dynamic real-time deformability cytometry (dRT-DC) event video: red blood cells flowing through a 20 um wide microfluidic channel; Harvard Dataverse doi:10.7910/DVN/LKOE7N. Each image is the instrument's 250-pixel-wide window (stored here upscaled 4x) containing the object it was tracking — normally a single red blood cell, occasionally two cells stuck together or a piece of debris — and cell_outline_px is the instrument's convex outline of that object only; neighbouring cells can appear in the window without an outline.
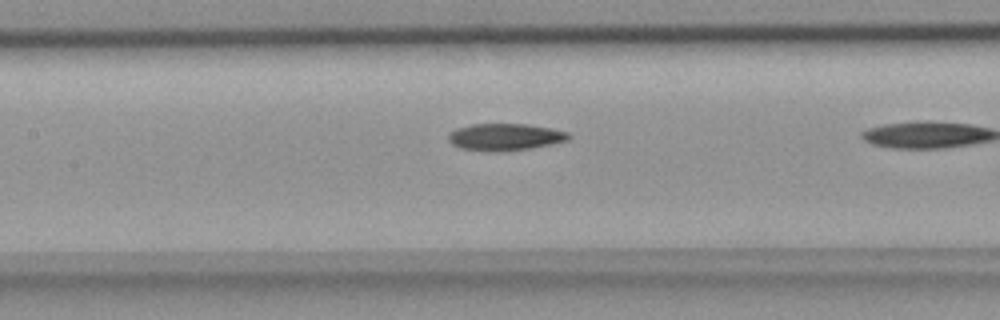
{"species": "common noctule bat (a hibernating species)", "species_latin": "Nyctalus noctula", "temperature_condition": "room temperature", "stored_images_in_passage": 6, "camera_frame_rate_fps": 3000, "um_per_image_px": 0.085, "animal": {"sex": "female", "body_mass_g": 18.4}, "frame": {"image": 1, "passage_image": 5, "time_ms": 1.333, "image_size_px": [1000, 320], "cell_outline_px": [[572, 136], [568, 140], [552, 144], [532, 148], [496, 152], [492, 152], [460, 148], [452, 144], [448, 140], [448, 136], [456, 128], [472, 124], [528, 124], [552, 128], [568, 132]], "centroid_in_image_um": [42.96, 11.64], "position_along_channel_um": 164.4, "area_um2": 19.02}}